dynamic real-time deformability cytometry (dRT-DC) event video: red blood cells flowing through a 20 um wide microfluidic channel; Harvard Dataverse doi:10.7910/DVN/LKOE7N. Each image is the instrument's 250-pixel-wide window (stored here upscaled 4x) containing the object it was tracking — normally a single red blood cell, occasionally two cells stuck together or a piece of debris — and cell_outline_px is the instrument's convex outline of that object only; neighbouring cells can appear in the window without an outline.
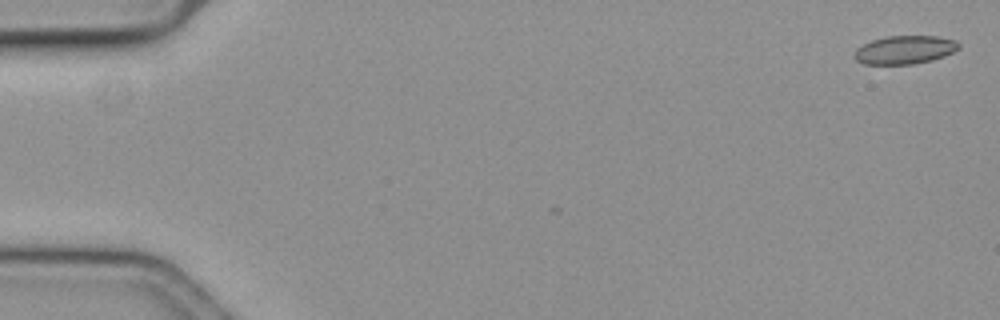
{"species": "common noctule bat (a hibernating species)", "species_latin": "Nyctalus noctula", "temperature_condition": "cold", "stored_images_in_passage": 7, "camera_frame_rate_fps": 3000, "um_per_image_px": 0.085, "animal": {"sex": "female", "body_mass_g": 19.3, "forearm_length_mm": 54.1}, "frame": {"image": 1, "passage_image": 1, "time_ms": 0.0, "image_size_px": [1000, 320], "cell_outline_px": [[960, 48], [944, 56], [932, 60], [916, 64], [864, 64], [856, 60], [852, 56], [856, 48], [872, 40], [888, 36], [940, 36], [956, 40], [960, 44]], "centroid_in_image_um": [76.91, 4.23], "position_along_channel_um": 8.1, "area_um2": 17.4}}